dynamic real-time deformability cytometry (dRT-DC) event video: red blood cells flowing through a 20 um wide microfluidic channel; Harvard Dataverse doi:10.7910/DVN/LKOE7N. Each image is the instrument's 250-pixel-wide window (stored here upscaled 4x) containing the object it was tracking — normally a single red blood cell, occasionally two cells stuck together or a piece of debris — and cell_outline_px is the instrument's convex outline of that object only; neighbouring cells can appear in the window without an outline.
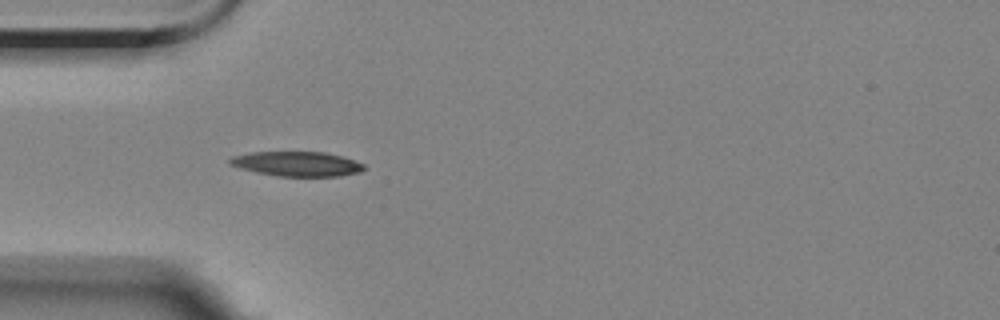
{"species": "Egyptian fruit bat (a non-hibernating species)", "species_latin": "Rousettus aegyptiacus", "temperature_condition": "room temperature", "stored_images_in_passage": 3, "camera_frame_rate_fps": 3000, "um_per_image_px": 0.085, "animal": {"sex": "female"}, "frame": {"image": 1, "passage_image": 2, "time_ms": 1.333, "image_size_px": [1000, 320], "cell_outline_px": [[368, 168], [360, 172], [340, 176], [276, 176], [256, 172], [228, 164], [228, 160], [232, 156], [248, 152], [324, 152], [340, 156], [364, 164]], "centroid_in_image_um": [25.23, 13.93], "position_along_channel_um": 59.8, "area_um2": 19.31}}
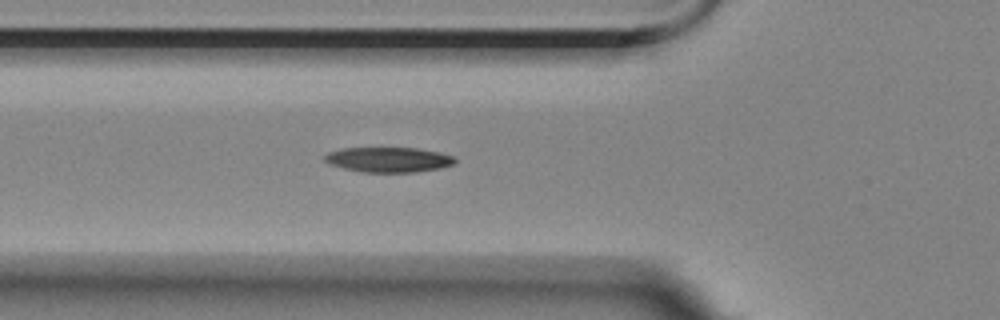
{"frame": {"image": 2, "passage_image": 3, "time_ms": 2.333, "image_size_px": [1000, 320], "cell_outline_px": [[456, 160], [452, 164], [440, 168], [416, 172], [364, 172], [344, 168], [328, 164], [324, 160], [324, 156], [328, 152], [340, 148], [416, 148], [436, 152], [452, 156]], "centroid_in_image_um": [32.96, 13.57], "position_along_channel_um": 92.8, "area_um2": 18.84}}